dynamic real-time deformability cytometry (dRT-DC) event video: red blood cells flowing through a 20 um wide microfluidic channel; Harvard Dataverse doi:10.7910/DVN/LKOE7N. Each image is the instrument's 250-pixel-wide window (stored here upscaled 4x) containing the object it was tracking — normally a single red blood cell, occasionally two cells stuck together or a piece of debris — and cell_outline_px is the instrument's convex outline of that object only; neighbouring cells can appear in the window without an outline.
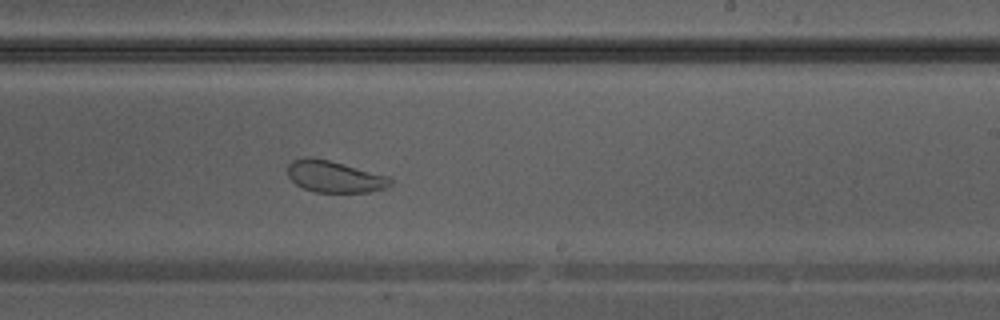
{"species": "Egyptian fruit bat (a non-hibernating species)", "species_latin": "Rousettus aegyptiacus", "temperature_condition": "warm", "stored_images_in_passage": 39, "camera_frame_rate_fps": 3000, "um_per_image_px": 0.085, "animal": {"sex": "male"}, "frame": {"image": 1, "passage_image": 23, "time_ms": 7.333, "image_size_px": [1000, 320], "cell_outline_px": [[392, 184], [384, 188], [368, 192], [316, 192], [304, 188], [296, 184], [288, 176], [288, 164], [292, 160], [308, 156], [328, 160], [388, 176], [392, 180]], "centroid_in_image_um": [28.41, 15.01], "position_along_channel_um": 260.6, "area_um2": 18.73}}